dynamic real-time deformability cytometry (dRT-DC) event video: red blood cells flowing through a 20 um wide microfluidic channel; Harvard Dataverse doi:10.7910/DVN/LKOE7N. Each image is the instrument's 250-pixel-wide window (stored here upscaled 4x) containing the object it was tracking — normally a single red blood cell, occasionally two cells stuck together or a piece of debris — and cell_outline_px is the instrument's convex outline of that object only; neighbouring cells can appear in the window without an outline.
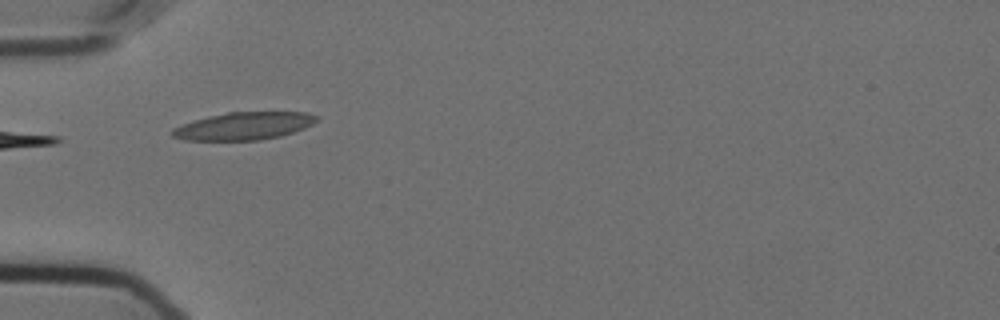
{"species": "Egyptian fruit bat (a non-hibernating species)", "species_latin": "Rousettus aegyptiacus", "temperature_condition": "cold", "stored_images_in_passage": 6, "camera_frame_rate_fps": 3000, "um_per_image_px": 0.085, "animal": {"sex": "female"}, "frame": {"image": 1, "passage_image": 1, "time_ms": 0.0, "image_size_px": [1000, 320], "cell_outline_px": [[320, 116], [312, 124], [304, 128], [280, 136], [260, 140], [184, 140], [172, 136], [168, 132], [172, 128], [180, 124], [208, 116], [228, 112], [308, 112]], "centroid_in_image_um": [20.69, 10.7], "position_along_channel_um": 64.3, "area_um2": 23.35}}